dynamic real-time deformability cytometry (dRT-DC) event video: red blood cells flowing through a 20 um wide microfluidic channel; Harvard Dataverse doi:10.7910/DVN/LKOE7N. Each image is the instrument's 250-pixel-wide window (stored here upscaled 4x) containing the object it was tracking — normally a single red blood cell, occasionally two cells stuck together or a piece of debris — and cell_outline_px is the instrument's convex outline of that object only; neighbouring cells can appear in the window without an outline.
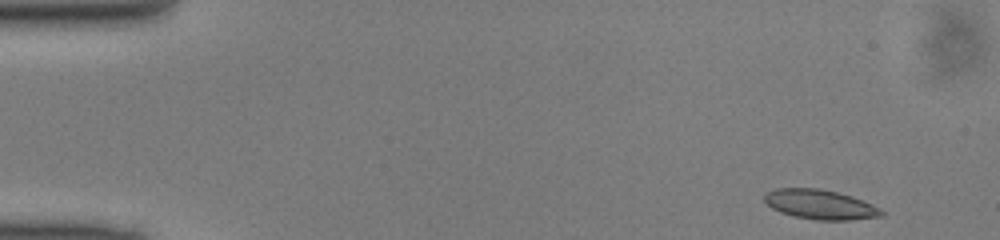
{"species": "common noctule bat (a hibernating species)", "species_latin": "Nyctalus noctula", "temperature_condition": "cold", "stored_images_in_passage": 46, "camera_frame_rate_fps": 3000, "um_per_image_px": 0.085, "animal": {"sex": "male", "body_mass_g": 13.0, "forearm_length_mm": 53.1}, "frame": {"image": 1, "passage_image": 1, "time_ms": 0.0, "image_size_px": [1000, 240], "cell_outline_px": [[884, 216], [848, 220], [816, 220], [792, 216], [780, 212], [772, 208], [764, 200], [764, 196], [768, 192], [776, 188], [820, 188], [852, 196], [884, 212]], "centroid_in_image_um": [69.66, 17.38], "position_along_channel_um": 15.3, "area_um2": 19.94}}
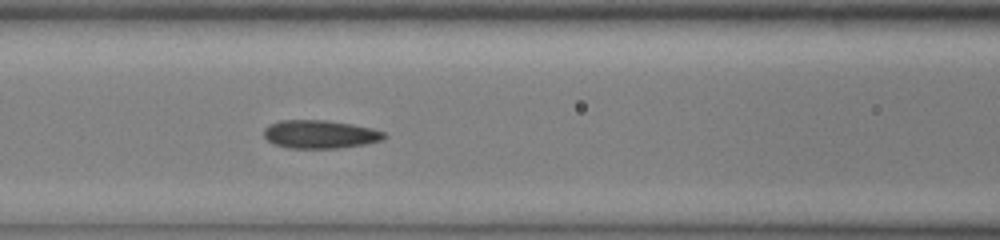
{"frame": {"image": 2, "passage_image": 18, "time_ms": 5.667, "image_size_px": [1000, 240], "cell_outline_px": [[388, 136], [384, 140], [364, 144], [336, 148], [288, 148], [276, 144], [268, 140], [264, 136], [264, 128], [268, 124], [280, 120], [324, 120], [352, 124], [372, 128], [384, 132]], "centroid_in_image_um": [27.21, 11.41], "position_along_channel_um": 139.4, "area_um2": 19.83}}
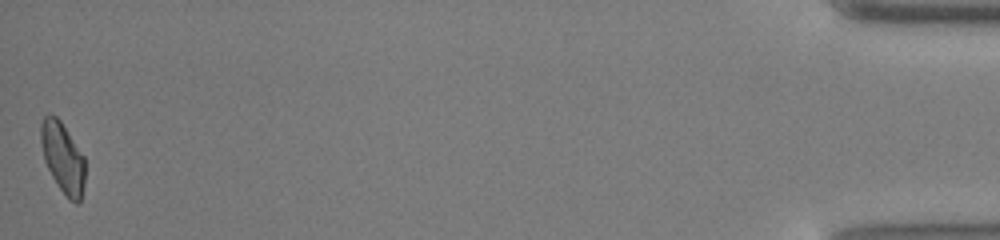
{"frame": {"image": 3, "passage_image": 46, "time_ms": 15.0, "image_size_px": [1000, 240], "cell_outline_px": [[84, 184], [80, 200], [76, 204], [68, 200], [52, 176], [44, 160], [40, 140], [40, 124], [44, 116], [48, 112], [56, 116], [60, 120], [84, 156]], "centroid_in_image_um": [5.31, 13.38], "position_along_channel_um": 429.9, "area_um2": 18.15}}